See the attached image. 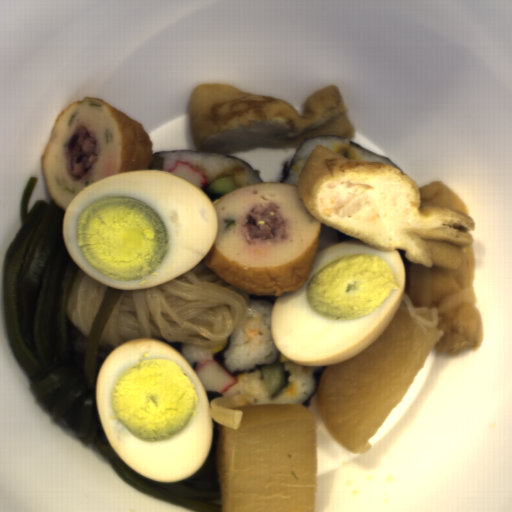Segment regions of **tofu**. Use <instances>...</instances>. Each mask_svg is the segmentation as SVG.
<instances>
[{
	"mask_svg": "<svg viewBox=\"0 0 512 512\" xmlns=\"http://www.w3.org/2000/svg\"><path fill=\"white\" fill-rule=\"evenodd\" d=\"M238 428H221V512H316L318 413L304 404L237 408Z\"/></svg>",
	"mask_w": 512,
	"mask_h": 512,
	"instance_id": "tofu-1",
	"label": "tofu"
}]
</instances>
